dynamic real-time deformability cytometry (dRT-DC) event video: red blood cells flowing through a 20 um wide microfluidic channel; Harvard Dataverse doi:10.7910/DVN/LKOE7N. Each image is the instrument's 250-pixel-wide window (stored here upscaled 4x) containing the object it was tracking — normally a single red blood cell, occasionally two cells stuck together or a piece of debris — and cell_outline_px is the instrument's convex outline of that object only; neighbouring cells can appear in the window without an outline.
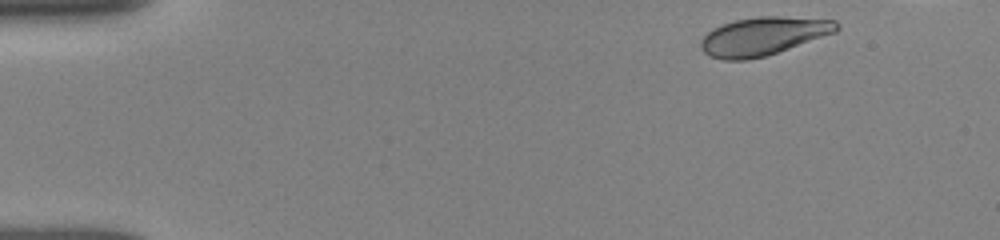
{"species": "human", "species_latin": "Homo sapiens", "temperature_condition": "room temperature", "stored_images_in_passage": 10, "camera_frame_rate_fps": 3000, "um_per_image_px": 0.085, "donor": {"sex": "female"}, "frame": {"image": 1, "passage_image": 1, "time_ms": 0.0, "image_size_px": [1000, 240], "cell_outline_px": [[840, 28], [836, 32], [764, 56], [748, 60], [724, 60], [708, 56], [700, 48], [700, 40], [712, 28], [736, 20], [760, 16], [780, 16], [836, 20], [840, 24]], "centroid_in_image_um": [64.86, 3.07], "position_along_channel_um": 20.1, "area_um2": 30.11}}
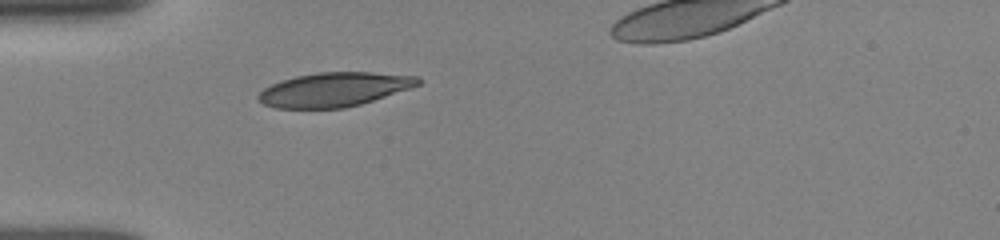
{"frame": {"image": 2, "passage_image": 5, "time_ms": 3.333, "image_size_px": [1000, 240], "cell_outline_px": [[420, 84], [360, 104], [344, 108], [276, 108], [264, 104], [256, 96], [264, 88], [272, 84], [296, 76], [320, 72], [372, 72], [420, 76]], "centroid_in_image_um": [28.4, 7.6], "position_along_channel_um": 56.6, "area_um2": 31.33}}
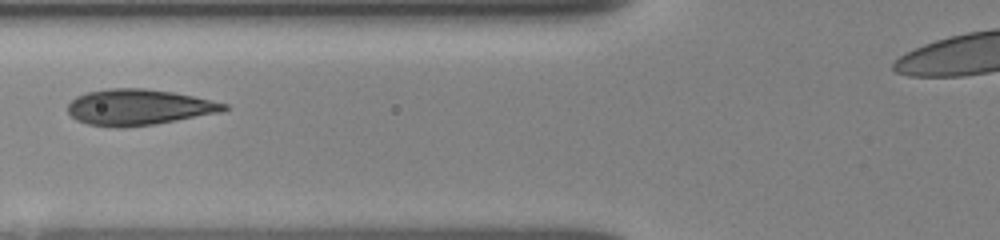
{"frame": {"image": 3, "passage_image": 9, "time_ms": 5.0, "image_size_px": [1000, 240], "cell_outline_px": [[228, 108], [216, 112], [152, 124], [124, 128], [120, 128], [88, 124], [76, 120], [68, 112], [68, 104], [76, 96], [88, 92], [108, 88], [144, 88], [172, 92], [192, 96], [228, 104]], "centroid_in_image_um": [11.7, 9.1], "position_along_channel_um": 114.1, "area_um2": 32.08}}